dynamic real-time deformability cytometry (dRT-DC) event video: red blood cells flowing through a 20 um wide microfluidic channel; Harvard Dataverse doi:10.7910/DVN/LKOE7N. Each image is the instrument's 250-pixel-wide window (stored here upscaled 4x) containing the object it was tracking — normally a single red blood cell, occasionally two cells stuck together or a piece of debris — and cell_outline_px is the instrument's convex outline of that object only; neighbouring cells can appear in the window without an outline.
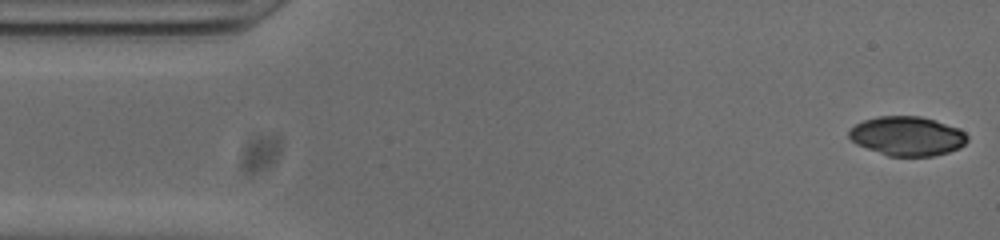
{"species": "common noctule bat (a hibernating species)", "species_latin": "Nyctalus noctula", "temperature_condition": "cold", "stored_images_in_passage": 51, "camera_frame_rate_fps": 3000, "um_per_image_px": 0.085, "animal": {"sex": "male", "body_mass_g": 20.0, "forearm_length_mm": 53.3}, "frame": {"image": 1, "passage_image": 1, "time_ms": 0.0, "image_size_px": [1000, 240], "cell_outline_px": [[968, 140], [960, 148], [948, 152], [932, 156], [888, 156], [856, 144], [848, 136], [848, 132], [856, 124], [864, 120], [880, 116], [920, 116], [960, 128], [968, 136]], "centroid_in_image_um": [77.13, 11.57], "position_along_channel_um": 7.9, "area_um2": 26.99}}
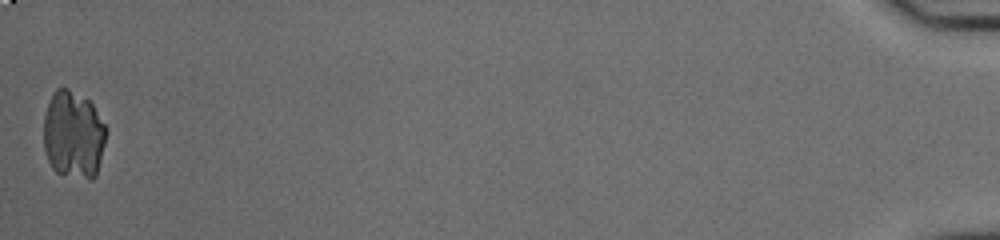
{"frame": {"image": 2, "passage_image": 51, "time_ms": 16.667, "image_size_px": [1000, 240], "cell_outline_px": [[108, 132], [96, 176], [92, 180], [88, 180], [56, 172], [52, 168], [48, 160], [44, 148], [44, 116], [52, 92], [56, 88], [68, 88], [88, 100], [92, 104], [104, 124]], "centroid_in_image_um": [6.24, 11.46], "position_along_channel_um": 429.0, "area_um2": 32.14}}